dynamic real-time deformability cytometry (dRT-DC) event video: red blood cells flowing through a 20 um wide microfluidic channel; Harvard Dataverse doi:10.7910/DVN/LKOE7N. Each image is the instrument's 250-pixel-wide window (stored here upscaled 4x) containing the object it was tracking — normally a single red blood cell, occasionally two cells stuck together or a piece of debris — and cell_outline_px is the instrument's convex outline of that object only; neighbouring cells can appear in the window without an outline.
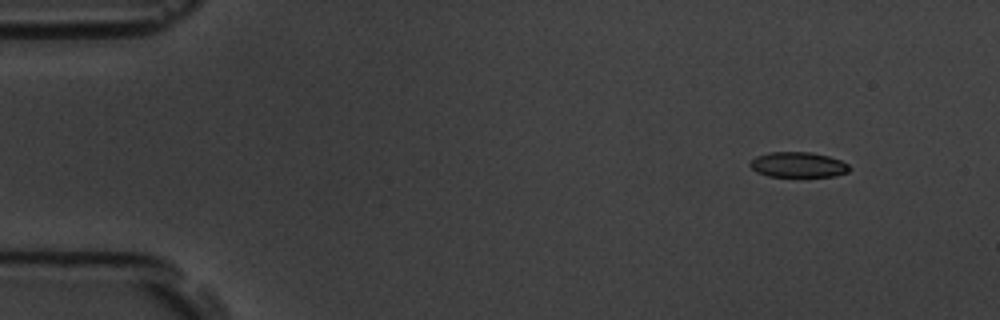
{"species": "common noctule bat (a hibernating species)", "species_latin": "Nyctalus noctula", "temperature_condition": "room temperature", "stored_images_in_passage": 5, "camera_frame_rate_fps": 3000, "um_per_image_px": 0.085, "animal": {"sex": "male", "body_mass_g": 19.5, "forearm_length_mm": 54.6}, "frame": {"image": 1, "passage_image": 2, "time_ms": 1.0, "image_size_px": [1000, 320], "cell_outline_px": [[852, 168], [848, 172], [836, 176], [768, 176], [756, 172], [748, 164], [756, 156], [768, 152], [812, 152], [828, 156], [840, 160], [848, 164]], "centroid_in_image_um": [67.85, 14.0], "position_along_channel_um": 17.2, "area_um2": 14.68}}
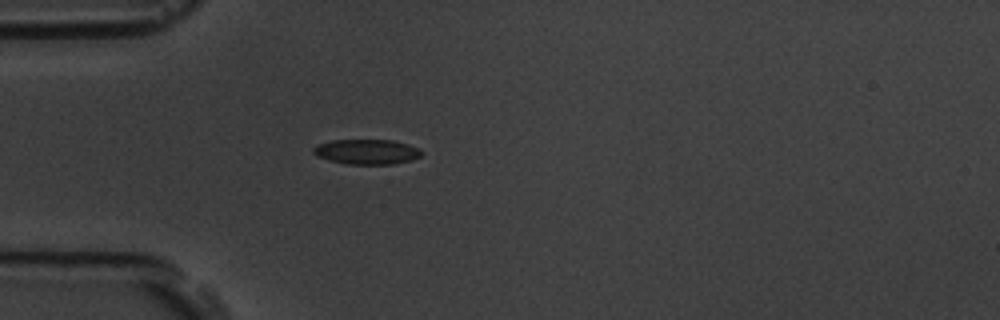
{"frame": {"image": 2, "passage_image": 5, "time_ms": 4.667, "image_size_px": [1000, 320], "cell_outline_px": [[424, 152], [420, 156], [412, 160], [392, 164], [344, 164], [328, 160], [316, 156], [312, 152], [312, 148], [316, 144], [332, 140], [392, 140], [408, 144], [420, 148]], "centroid_in_image_um": [31.16, 12.9], "position_along_channel_um": 53.8, "area_um2": 16.01}}